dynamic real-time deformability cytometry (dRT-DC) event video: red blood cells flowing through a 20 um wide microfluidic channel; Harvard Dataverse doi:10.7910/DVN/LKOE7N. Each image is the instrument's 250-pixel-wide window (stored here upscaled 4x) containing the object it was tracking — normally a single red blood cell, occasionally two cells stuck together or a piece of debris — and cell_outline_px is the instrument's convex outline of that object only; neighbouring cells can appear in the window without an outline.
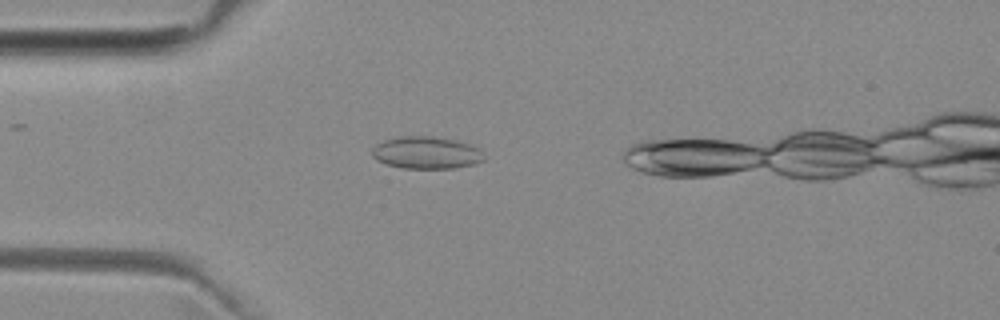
{"species": "common noctule bat (a hibernating species)", "species_latin": "Nyctalus noctula", "temperature_condition": "room temperature", "stored_images_in_passage": 38, "camera_frame_rate_fps": 3000, "um_per_image_px": 0.085, "animal": {"sex": "female", "body_mass_g": 29.2, "forearm_length_mm": 56.3}, "frame": {"image": 1, "passage_image": 8, "time_ms": 2.333, "image_size_px": [1000, 320], "cell_outline_px": [[484, 160], [476, 164], [456, 168], [404, 168], [388, 164], [376, 160], [372, 156], [372, 148], [376, 144], [384, 140], [400, 136], [432, 136], [456, 140], [480, 148]], "centroid_in_image_um": [36.24, 12.98], "position_along_channel_um": 48.8, "area_um2": 21.1}}
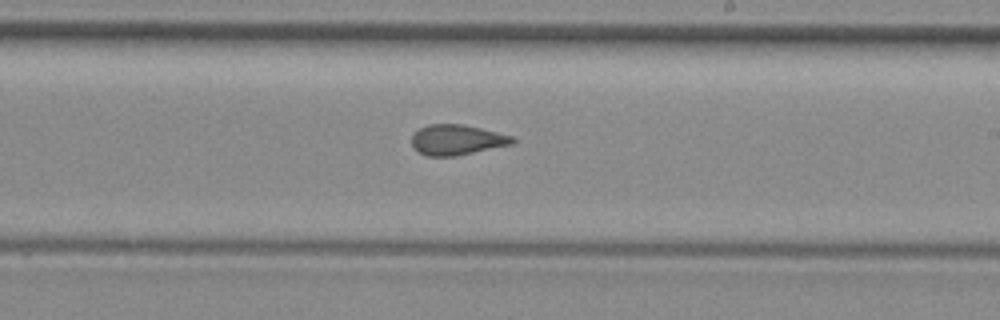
{"frame": {"image": 2, "passage_image": 24, "time_ms": 7.667, "image_size_px": [1000, 320], "cell_outline_px": [[516, 140], [512, 144], [456, 156], [428, 156], [412, 148], [412, 136], [420, 128], [428, 124], [464, 124], [512, 136]], "centroid_in_image_um": [38.82, 11.88], "position_along_channel_um": 250.2, "area_um2": 17.69}}
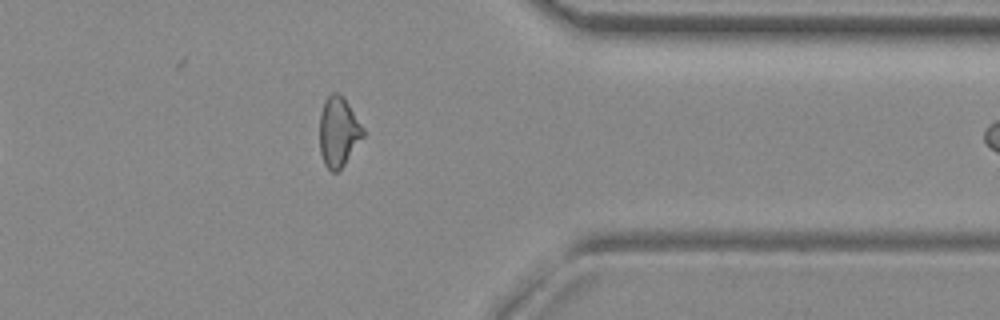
{"frame": {"image": 3, "passage_image": 35, "time_ms": 11.333, "image_size_px": [1000, 320], "cell_outline_px": [[364, 136], [344, 164], [336, 172], [332, 172], [324, 164], [320, 152], [320, 112], [324, 100], [332, 92], [336, 92], [348, 104], [364, 128]], "centroid_in_image_um": [28.75, 11.21], "position_along_channel_um": 382.6, "area_um2": 17.46}}